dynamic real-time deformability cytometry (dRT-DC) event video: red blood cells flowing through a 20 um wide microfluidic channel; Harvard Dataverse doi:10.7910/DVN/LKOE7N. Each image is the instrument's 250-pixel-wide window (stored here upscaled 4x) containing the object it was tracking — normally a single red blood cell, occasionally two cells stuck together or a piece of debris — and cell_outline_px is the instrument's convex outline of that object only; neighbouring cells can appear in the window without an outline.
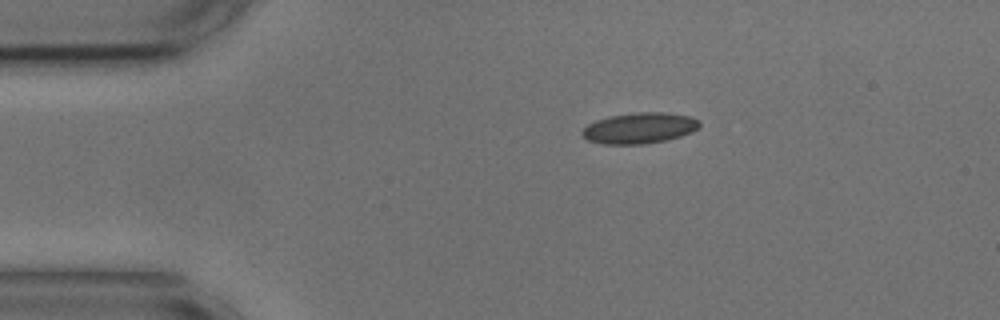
{"species": "common noctule bat (a hibernating species)", "species_latin": "Nyctalus noctula", "temperature_condition": "cold", "stored_images_in_passage": 46, "camera_frame_rate_fps": 3000, "um_per_image_px": 0.085, "animal": {"sex": "male", "body_mass_g": 17.9, "forearm_length_mm": 54.2}, "frame": {"image": 1, "passage_image": 1, "time_ms": 0.0, "image_size_px": [1000, 320], "cell_outline_px": [[700, 124], [692, 132], [680, 136], [664, 140], [644, 144], [600, 144], [588, 140], [580, 136], [580, 132], [588, 124], [596, 120], [612, 116], [640, 112], [664, 112], [692, 116], [700, 120]], "centroid_in_image_um": [54.34, 10.89], "position_along_channel_um": 30.7, "area_um2": 21.1}}
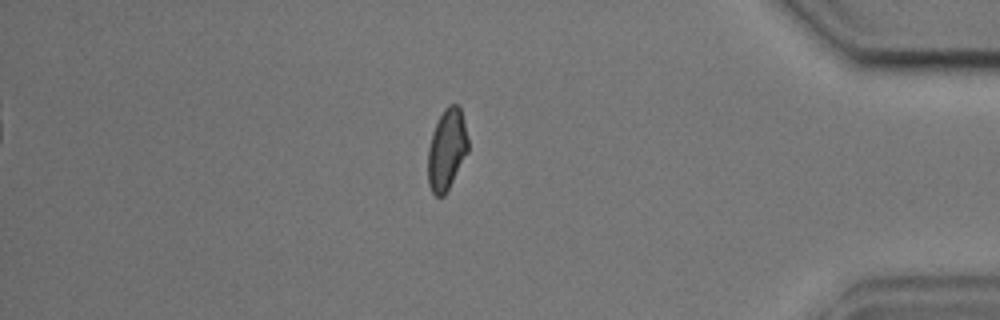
{"frame": {"image": 2, "passage_image": 38, "time_ms": 12.333, "image_size_px": [1000, 320], "cell_outline_px": [[468, 152], [444, 196], [436, 196], [432, 192], [428, 184], [428, 148], [432, 132], [444, 108], [448, 104], [460, 104], [468, 140]], "centroid_in_image_um": [37.97, 12.69], "position_along_channel_um": 397.2, "area_um2": 18.96}}
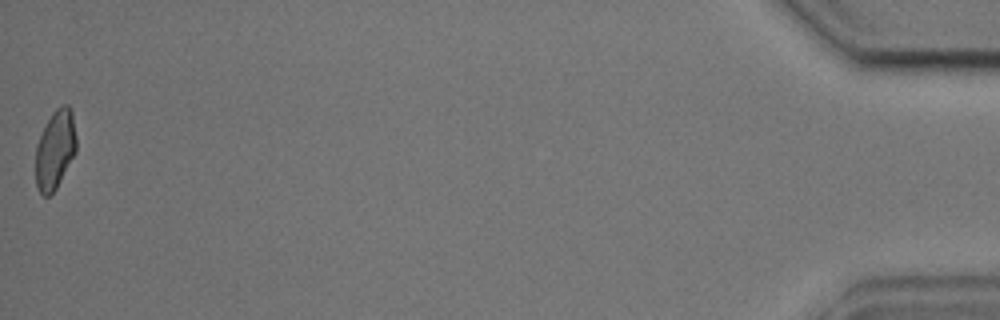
{"frame": {"image": 3, "passage_image": 46, "time_ms": 15.0, "image_size_px": [1000, 320], "cell_outline_px": [[76, 152], [56, 188], [48, 196], [44, 196], [40, 192], [36, 184], [36, 144], [52, 112], [60, 104], [68, 104], [72, 112], [76, 136]], "centroid_in_image_um": [4.69, 12.69], "position_along_channel_um": 430.5, "area_um2": 18.61}, "authors_computed_cell_mechanics": {"area_um2": 19.7965, "velocity_mm_per_s": 3.6112, "shape_relaxation_time_tau1_ms": 7.2283, "shape_relaxation_time_tau2_ms": 1.9729, "deformation_change_tau1": 0.1246, "deformation_change_tau2": 0.0753}}